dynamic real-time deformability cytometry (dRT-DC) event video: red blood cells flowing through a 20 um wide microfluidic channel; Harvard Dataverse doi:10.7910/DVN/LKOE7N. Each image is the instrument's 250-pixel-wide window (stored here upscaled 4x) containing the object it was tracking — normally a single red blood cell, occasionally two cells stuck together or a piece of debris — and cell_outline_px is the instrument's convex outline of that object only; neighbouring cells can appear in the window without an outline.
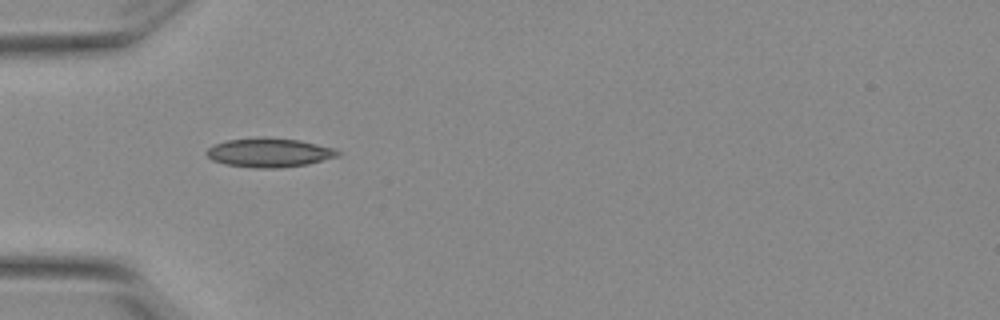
{"species": "Egyptian fruit bat (a non-hibernating species)", "species_latin": "Rousettus aegyptiacus", "temperature_condition": "warm", "stored_images_in_passage": 5, "camera_frame_rate_fps": 3000, "um_per_image_px": 0.085, "animal": {"sex": "female"}, "frame": {"image": 1, "passage_image": 1, "time_ms": 0.0, "image_size_px": [1000, 320], "cell_outline_px": [[340, 156], [308, 164], [280, 168], [252, 168], [224, 164], [212, 160], [204, 152], [208, 148], [216, 144], [228, 140], [256, 136], [264, 136], [300, 140], [336, 148], [340, 152]], "centroid_in_image_um": [22.9, 12.96], "position_along_channel_um": 62.1, "area_um2": 22.66}}
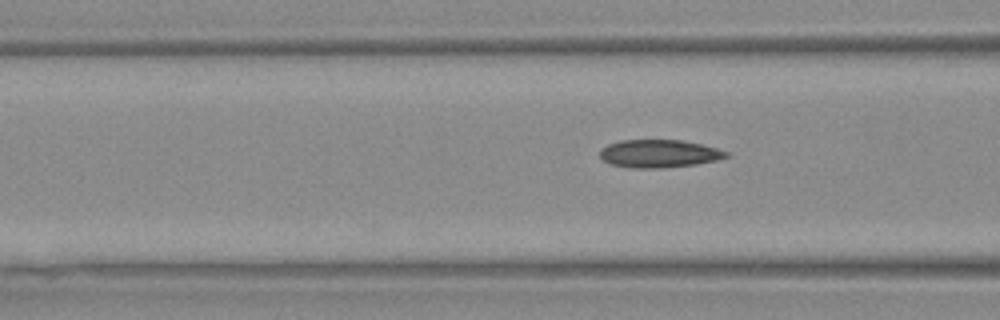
{"frame": {"image": 2, "passage_image": 5, "time_ms": 1.333, "image_size_px": [1000, 320], "cell_outline_px": [[732, 156], [716, 160], [696, 164], [660, 168], [632, 168], [612, 164], [604, 160], [600, 156], [600, 148], [608, 144], [620, 140], [684, 140], [716, 148], [728, 152]], "centroid_in_image_um": [56.03, 13.05], "position_along_channel_um": 110.6, "area_um2": 20.52}}